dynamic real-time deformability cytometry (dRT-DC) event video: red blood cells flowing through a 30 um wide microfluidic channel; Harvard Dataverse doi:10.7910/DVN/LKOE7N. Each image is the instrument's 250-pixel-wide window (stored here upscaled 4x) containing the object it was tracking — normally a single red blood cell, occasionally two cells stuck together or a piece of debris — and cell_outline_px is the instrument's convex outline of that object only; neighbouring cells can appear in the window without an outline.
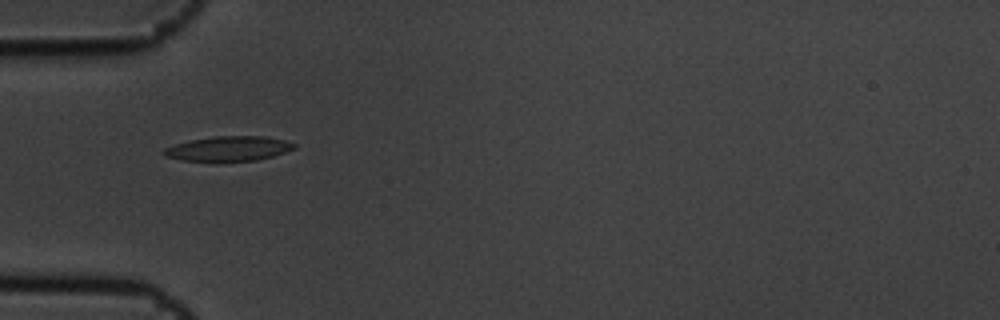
{"species": "common noctule bat (a hibernating species)", "species_latin": "Nyctalus noctula", "temperature_condition": "cold", "stored_images_in_passage": 3, "camera_frame_rate_fps": 3000, "um_per_image_px": 0.085, "animal": {"sex": "male", "body_mass_g": 19.5, "forearm_length_mm": 54.6}, "frame": {"image": 1, "passage_image": 1, "time_ms": 0.0, "image_size_px": [1000, 320], "cell_outline_px": [[296, 148], [272, 156], [256, 160], [180, 160], [164, 156], [160, 152], [164, 148], [188, 140], [212, 136], [264, 136], [284, 140], [296, 144]], "centroid_in_image_um": [19.39, 12.61], "position_along_channel_um": 65.6, "area_um2": 18.61}}
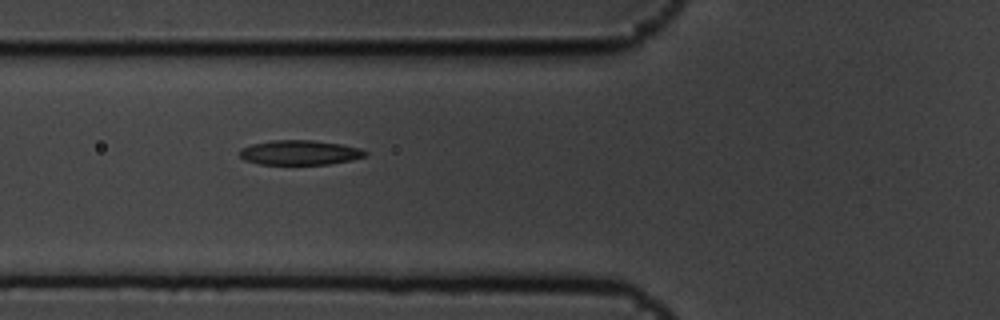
{"frame": {"image": 2, "passage_image": 2, "time_ms": 0.333, "image_size_px": [1000, 320], "cell_outline_px": [[368, 156], [352, 160], [328, 164], [260, 164], [244, 160], [240, 156], [240, 148], [252, 144], [272, 140], [312, 140], [340, 144], [360, 148], [368, 152]], "centroid_in_image_um": [25.5, 12.97], "position_along_channel_um": 100.3, "area_um2": 18.09}}
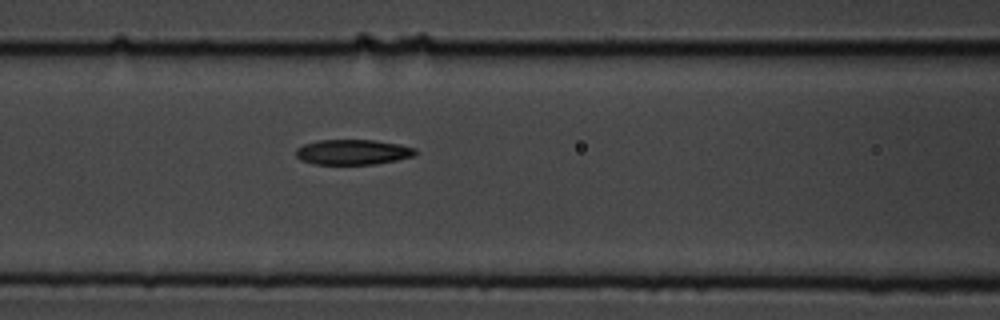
{"frame": {"image": 3, "passage_image": 3, "time_ms": 0.667, "image_size_px": [1000, 320], "cell_outline_px": [[416, 156], [396, 160], [372, 164], [316, 164], [300, 160], [296, 156], [296, 148], [304, 144], [316, 140], [372, 140], [400, 144], [416, 148]], "centroid_in_image_um": [29.99, 12.92], "position_along_channel_um": 136.6, "area_um2": 17.57}}